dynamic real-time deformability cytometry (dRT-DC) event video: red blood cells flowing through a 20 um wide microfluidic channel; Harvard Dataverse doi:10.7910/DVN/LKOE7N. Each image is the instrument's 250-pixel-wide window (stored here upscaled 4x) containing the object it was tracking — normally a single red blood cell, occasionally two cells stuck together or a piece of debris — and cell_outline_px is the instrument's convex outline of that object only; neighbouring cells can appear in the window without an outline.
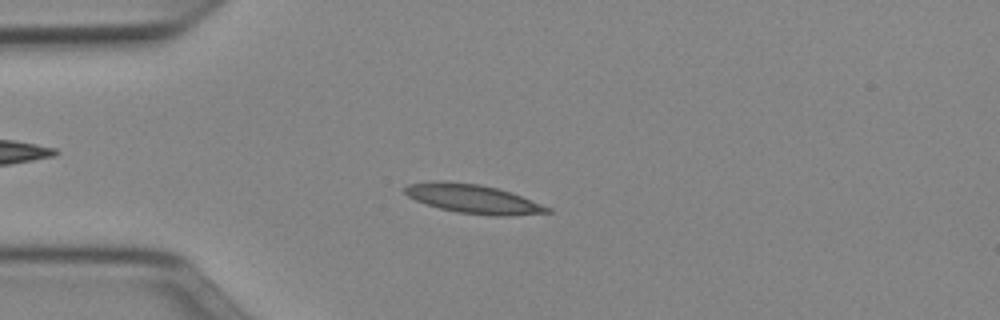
{"species": "Egyptian fruit bat (a non-hibernating species)", "species_latin": "Rousettus aegyptiacus", "temperature_condition": "cold", "stored_images_in_passage": 20, "camera_frame_rate_fps": 3000, "um_per_image_px": 0.085, "animal": {"sex": "female"}, "frame": {"image": 1, "passage_image": 3, "time_ms": 0.667, "image_size_px": [1000, 320], "cell_outline_px": [[552, 212], [508, 216], [492, 216], [456, 212], [440, 208], [416, 200], [408, 196], [404, 192], [404, 188], [408, 184], [432, 180], [444, 180], [480, 184], [496, 188], [520, 196], [552, 208]], "centroid_in_image_um": [40.18, 16.89], "position_along_channel_um": 44.8, "area_um2": 23.99}}
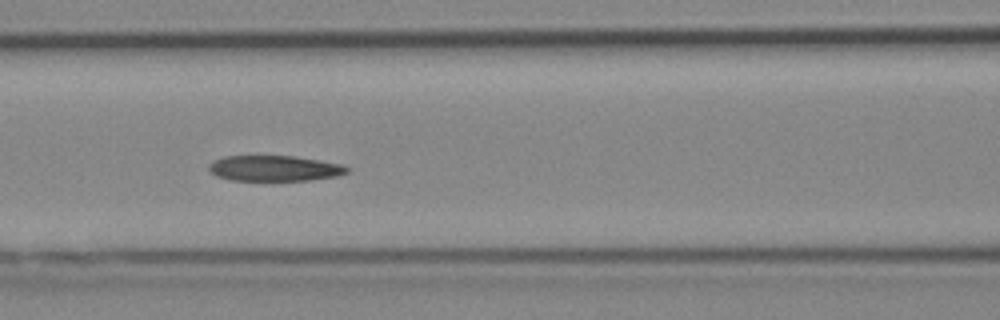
{"frame": {"image": 2, "passage_image": 12, "time_ms": 3.667, "image_size_px": [1000, 320], "cell_outline_px": [[348, 172], [336, 176], [312, 180], [232, 180], [216, 176], [208, 168], [208, 164], [212, 160], [224, 156], [292, 156], [320, 160], [344, 164], [348, 168]], "centroid_in_image_um": [23.32, 14.3], "position_along_channel_um": 143.3, "area_um2": 20.63}}
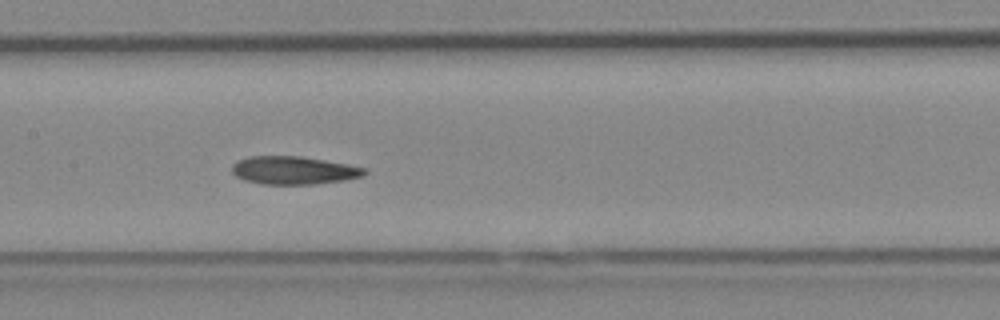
{"frame": {"image": 3, "passage_image": 15, "time_ms": 4.667, "image_size_px": [1000, 320], "cell_outline_px": [[368, 172], [364, 176], [344, 180], [316, 184], [260, 184], [244, 180], [236, 176], [232, 172], [232, 164], [236, 160], [252, 156], [300, 156], [348, 164], [368, 168]], "centroid_in_image_um": [24.98, 14.48], "position_along_channel_um": 182.4, "area_um2": 21.85}}